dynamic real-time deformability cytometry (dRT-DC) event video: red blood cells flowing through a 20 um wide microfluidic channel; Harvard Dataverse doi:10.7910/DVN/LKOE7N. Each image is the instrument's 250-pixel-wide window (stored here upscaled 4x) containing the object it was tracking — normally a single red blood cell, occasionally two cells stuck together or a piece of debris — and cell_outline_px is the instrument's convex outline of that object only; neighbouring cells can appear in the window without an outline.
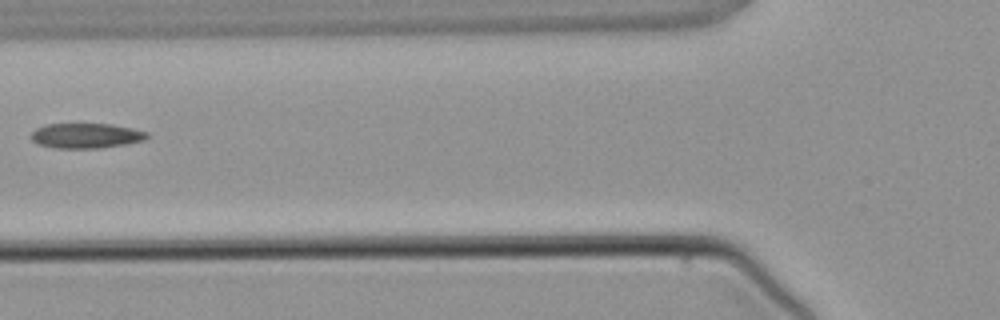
{"species": "common noctule bat (a hibernating species)", "species_latin": "Nyctalus noctula", "temperature_condition": "warm", "stored_images_in_passage": 3, "camera_frame_rate_fps": 3000, "um_per_image_px": 0.085, "animal": {"sex": "male", "body_mass_g": 21.5, "forearm_length_mm": 52.0}, "frame": {"image": 1, "passage_image": 3, "time_ms": 2.333, "image_size_px": [1000, 320], "cell_outline_px": [[148, 136], [144, 140], [124, 144], [100, 148], [56, 148], [40, 144], [32, 140], [28, 136], [36, 128], [44, 124], [112, 124], [132, 128], [148, 132]], "centroid_in_image_um": [7.29, 11.53], "position_along_channel_um": 118.5, "area_um2": 16.88}}